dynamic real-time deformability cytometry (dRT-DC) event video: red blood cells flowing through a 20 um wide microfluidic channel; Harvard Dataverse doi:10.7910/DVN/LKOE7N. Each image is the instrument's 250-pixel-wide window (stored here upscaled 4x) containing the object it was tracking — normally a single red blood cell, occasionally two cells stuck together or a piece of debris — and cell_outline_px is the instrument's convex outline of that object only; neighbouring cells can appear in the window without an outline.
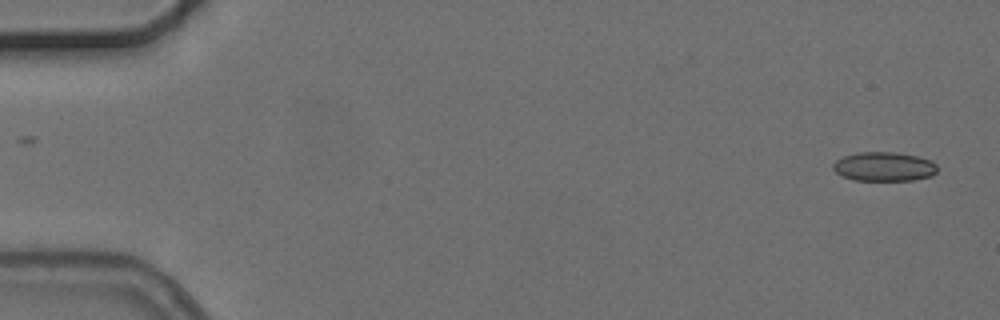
{"species": "common noctule bat (a hibernating species)", "species_latin": "Nyctalus noctula", "temperature_condition": "cold", "stored_images_in_passage": 2, "camera_frame_rate_fps": 3000, "um_per_image_px": 0.085, "animal": {"sex": "female", "body_mass_g": 24.6, "forearm_length_mm": 56.2}, "frame": {"image": 1, "passage_image": 2, "time_ms": 1.333, "image_size_px": [1000, 320], "cell_outline_px": [[936, 172], [932, 176], [912, 180], [852, 180], [836, 172], [832, 168], [832, 164], [836, 160], [844, 156], [856, 152], [896, 152], [916, 156], [932, 160], [936, 164]], "centroid_in_image_um": [75.14, 14.15], "position_along_channel_um": 9.9, "area_um2": 17.74}}